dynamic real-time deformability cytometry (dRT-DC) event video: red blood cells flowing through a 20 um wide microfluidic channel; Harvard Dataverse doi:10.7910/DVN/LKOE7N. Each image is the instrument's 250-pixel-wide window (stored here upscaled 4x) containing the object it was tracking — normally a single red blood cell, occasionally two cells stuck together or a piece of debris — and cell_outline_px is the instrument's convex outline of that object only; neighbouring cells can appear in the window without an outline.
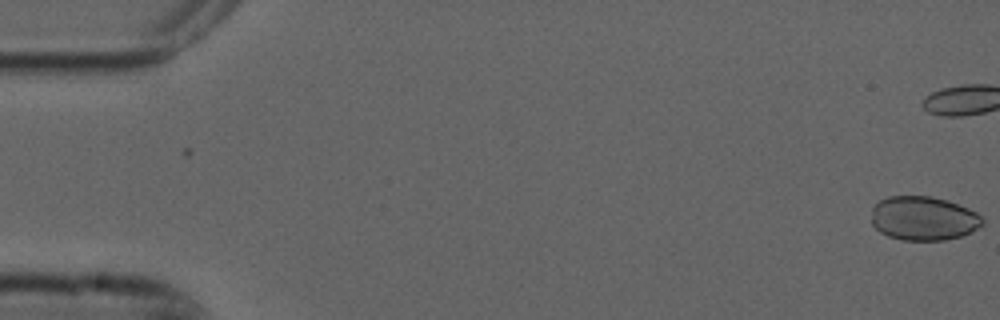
{"species": "common noctule bat (a hibernating species)", "species_latin": "Nyctalus noctula", "temperature_condition": "cold", "stored_images_in_passage": 2, "camera_frame_rate_fps": 3000, "um_per_image_px": 0.085, "animal": {"sex": "male", "forearm_length_mm": 52.5}, "frame": {"image": 1, "passage_image": 2, "time_ms": 0.333, "image_size_px": [1000, 320], "cell_outline_px": [[984, 224], [960, 236], [944, 240], [900, 240], [888, 236], [880, 232], [872, 224], [872, 208], [880, 200], [888, 196], [932, 196], [948, 200], [968, 208], [976, 212], [984, 220]], "centroid_in_image_um": [78.48, 18.55], "position_along_channel_um": 6.5, "area_um2": 28.5}}